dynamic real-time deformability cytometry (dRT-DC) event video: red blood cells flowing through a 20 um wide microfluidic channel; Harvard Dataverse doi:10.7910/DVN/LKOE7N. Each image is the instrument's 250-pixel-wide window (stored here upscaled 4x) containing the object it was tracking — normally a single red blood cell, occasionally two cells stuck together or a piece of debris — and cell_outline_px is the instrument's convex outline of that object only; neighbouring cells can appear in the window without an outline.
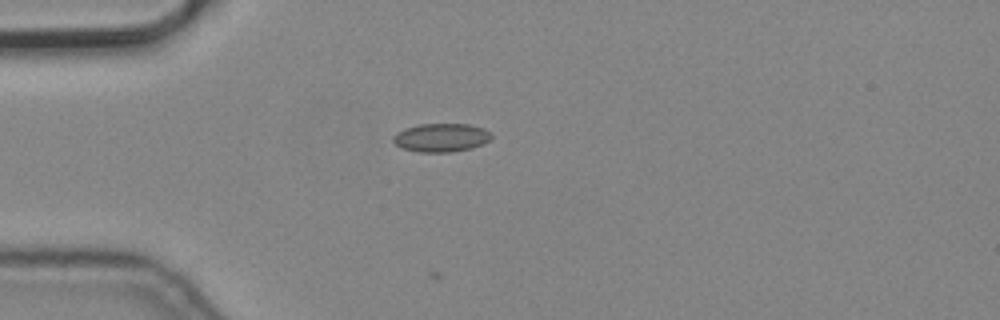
{"species": "common noctule bat (a hibernating species)", "species_latin": "Nyctalus noctula", "temperature_condition": "cold", "stored_images_in_passage": 7, "camera_frame_rate_fps": 3000, "um_per_image_px": 0.085, "animal": {"sex": "male", "body_mass_g": 19.2, "forearm_length_mm": 51.8}, "frame": {"image": 1, "passage_image": 5, "time_ms": 1.333, "image_size_px": [1000, 320], "cell_outline_px": [[492, 136], [484, 144], [472, 148], [452, 152], [420, 152], [400, 148], [392, 140], [392, 136], [396, 132], [404, 128], [420, 124], [468, 124], [484, 128]], "centroid_in_image_um": [37.47, 11.7], "position_along_channel_um": 47.5, "area_um2": 16.42}}
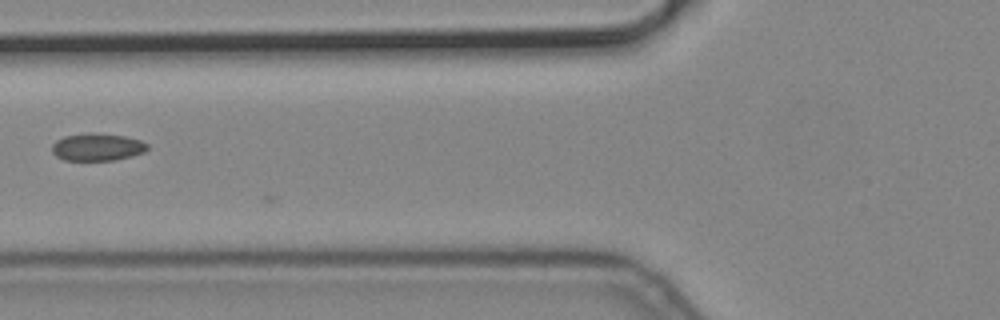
{"frame": {"image": 2, "passage_image": 7, "time_ms": 2.0, "image_size_px": [1000, 320], "cell_outline_px": [[148, 148], [144, 152], [132, 156], [116, 160], [64, 160], [56, 156], [52, 152], [52, 144], [56, 140], [64, 136], [88, 132], [92, 132], [124, 136], [140, 140], [148, 144]], "centroid_in_image_um": [8.26, 12.49], "position_along_channel_um": 117.5, "area_um2": 15.37}}